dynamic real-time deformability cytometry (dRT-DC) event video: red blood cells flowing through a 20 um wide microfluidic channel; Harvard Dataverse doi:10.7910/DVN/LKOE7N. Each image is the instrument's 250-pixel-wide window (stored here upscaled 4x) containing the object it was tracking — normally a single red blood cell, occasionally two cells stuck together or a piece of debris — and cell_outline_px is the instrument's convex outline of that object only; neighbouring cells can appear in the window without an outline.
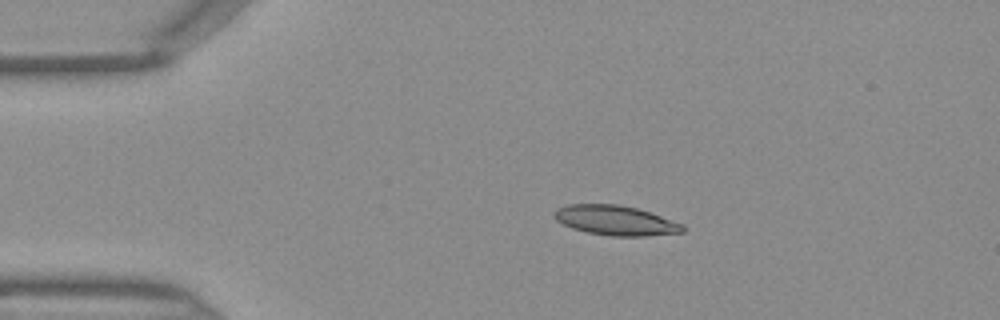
{"species": "Egyptian fruit bat (a non-hibernating species)", "species_latin": "Rousettus aegyptiacus", "temperature_condition": "warm", "stored_images_in_passage": 38, "camera_frame_rate_fps": 3000, "um_per_image_px": 0.085, "frame": {"image": 1, "passage_image": 1, "time_ms": 0.0, "image_size_px": [1000, 320], "cell_outline_px": [[684, 232], [648, 236], [612, 236], [588, 232], [572, 228], [556, 220], [552, 216], [552, 212], [556, 208], [568, 204], [620, 204], [636, 208], [684, 224]], "centroid_in_image_um": [52.29, 18.73], "position_along_channel_um": 32.7, "area_um2": 22.31}}
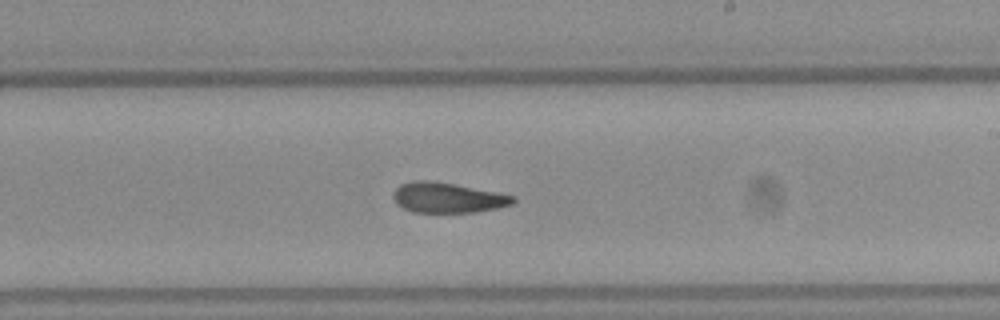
{"frame": {"image": 2, "passage_image": 19, "time_ms": 6.0, "image_size_px": [1000, 320], "cell_outline_px": [[516, 200], [512, 204], [496, 208], [476, 212], [412, 212], [396, 204], [392, 196], [392, 192], [400, 184], [416, 180], [428, 180], [452, 184], [496, 192], [516, 196]], "centroid_in_image_um": [38.01, 16.8], "position_along_channel_um": 251.0, "area_um2": 20.98}}
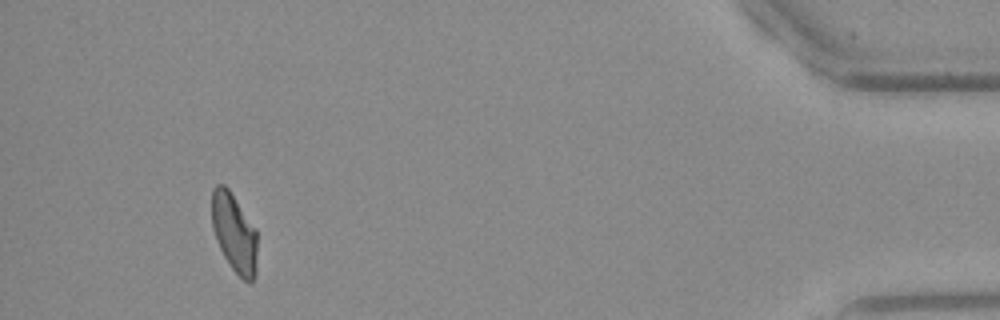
{"frame": {"image": 3, "passage_image": 35, "time_ms": 11.333, "image_size_px": [1000, 320], "cell_outline_px": [[256, 272], [252, 280], [248, 284], [232, 268], [224, 256], [216, 240], [212, 228], [212, 188], [216, 184], [224, 184], [228, 188], [256, 228]], "centroid_in_image_um": [19.9, 19.77], "position_along_channel_um": 415.3, "area_um2": 20.81}}